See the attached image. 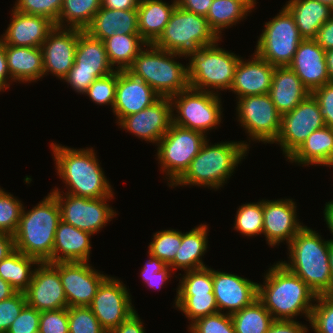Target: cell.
Segmentation results:
<instances>
[{"instance_id":"6","label":"cell","mask_w":333,"mask_h":333,"mask_svg":"<svg viewBox=\"0 0 333 333\" xmlns=\"http://www.w3.org/2000/svg\"><path fill=\"white\" fill-rule=\"evenodd\" d=\"M147 48L139 52L127 69L130 73L141 78L160 97L171 98L190 87L187 65L173 60L177 56L186 58L185 55L162 50L153 44H147Z\"/></svg>"},{"instance_id":"13","label":"cell","mask_w":333,"mask_h":333,"mask_svg":"<svg viewBox=\"0 0 333 333\" xmlns=\"http://www.w3.org/2000/svg\"><path fill=\"white\" fill-rule=\"evenodd\" d=\"M237 114L241 126L253 141L275 143L281 127L282 115L275 108L269 94L238 98Z\"/></svg>"},{"instance_id":"67","label":"cell","mask_w":333,"mask_h":333,"mask_svg":"<svg viewBox=\"0 0 333 333\" xmlns=\"http://www.w3.org/2000/svg\"><path fill=\"white\" fill-rule=\"evenodd\" d=\"M326 204H330L333 206V200L332 201H329L328 203L326 202Z\"/></svg>"},{"instance_id":"48","label":"cell","mask_w":333,"mask_h":333,"mask_svg":"<svg viewBox=\"0 0 333 333\" xmlns=\"http://www.w3.org/2000/svg\"><path fill=\"white\" fill-rule=\"evenodd\" d=\"M190 333H235L231 315L217 312L189 324Z\"/></svg>"},{"instance_id":"7","label":"cell","mask_w":333,"mask_h":333,"mask_svg":"<svg viewBox=\"0 0 333 333\" xmlns=\"http://www.w3.org/2000/svg\"><path fill=\"white\" fill-rule=\"evenodd\" d=\"M218 42L186 56L190 57L187 64L190 88L208 92H215L216 89V94L218 90H230L241 57L218 47Z\"/></svg>"},{"instance_id":"61","label":"cell","mask_w":333,"mask_h":333,"mask_svg":"<svg viewBox=\"0 0 333 333\" xmlns=\"http://www.w3.org/2000/svg\"><path fill=\"white\" fill-rule=\"evenodd\" d=\"M15 250L14 236L0 232V262Z\"/></svg>"},{"instance_id":"41","label":"cell","mask_w":333,"mask_h":333,"mask_svg":"<svg viewBox=\"0 0 333 333\" xmlns=\"http://www.w3.org/2000/svg\"><path fill=\"white\" fill-rule=\"evenodd\" d=\"M234 229L248 237L262 234L263 199L257 203H246L239 206L235 216Z\"/></svg>"},{"instance_id":"36","label":"cell","mask_w":333,"mask_h":333,"mask_svg":"<svg viewBox=\"0 0 333 333\" xmlns=\"http://www.w3.org/2000/svg\"><path fill=\"white\" fill-rule=\"evenodd\" d=\"M104 44L109 62L112 67L116 66V70H127L143 47L147 46L140 34H114Z\"/></svg>"},{"instance_id":"15","label":"cell","mask_w":333,"mask_h":333,"mask_svg":"<svg viewBox=\"0 0 333 333\" xmlns=\"http://www.w3.org/2000/svg\"><path fill=\"white\" fill-rule=\"evenodd\" d=\"M325 126L318 101L310 94L292 111L282 115L281 127L275 144H279L287 160L308 136Z\"/></svg>"},{"instance_id":"14","label":"cell","mask_w":333,"mask_h":333,"mask_svg":"<svg viewBox=\"0 0 333 333\" xmlns=\"http://www.w3.org/2000/svg\"><path fill=\"white\" fill-rule=\"evenodd\" d=\"M55 188L51 193L55 196L61 211V220L74 227L91 233L100 229L116 216V211L106 203L110 198H85L66 194Z\"/></svg>"},{"instance_id":"30","label":"cell","mask_w":333,"mask_h":333,"mask_svg":"<svg viewBox=\"0 0 333 333\" xmlns=\"http://www.w3.org/2000/svg\"><path fill=\"white\" fill-rule=\"evenodd\" d=\"M5 54L11 83H31L44 76L41 47L5 45Z\"/></svg>"},{"instance_id":"51","label":"cell","mask_w":333,"mask_h":333,"mask_svg":"<svg viewBox=\"0 0 333 333\" xmlns=\"http://www.w3.org/2000/svg\"><path fill=\"white\" fill-rule=\"evenodd\" d=\"M38 333H69L68 308L40 312Z\"/></svg>"},{"instance_id":"37","label":"cell","mask_w":333,"mask_h":333,"mask_svg":"<svg viewBox=\"0 0 333 333\" xmlns=\"http://www.w3.org/2000/svg\"><path fill=\"white\" fill-rule=\"evenodd\" d=\"M39 261L14 250L0 262V277L7 281L17 292L24 293L30 284Z\"/></svg>"},{"instance_id":"56","label":"cell","mask_w":333,"mask_h":333,"mask_svg":"<svg viewBox=\"0 0 333 333\" xmlns=\"http://www.w3.org/2000/svg\"><path fill=\"white\" fill-rule=\"evenodd\" d=\"M213 0H177V6L183 10L206 17Z\"/></svg>"},{"instance_id":"44","label":"cell","mask_w":333,"mask_h":333,"mask_svg":"<svg viewBox=\"0 0 333 333\" xmlns=\"http://www.w3.org/2000/svg\"><path fill=\"white\" fill-rule=\"evenodd\" d=\"M69 333H107L89 306L68 307Z\"/></svg>"},{"instance_id":"54","label":"cell","mask_w":333,"mask_h":333,"mask_svg":"<svg viewBox=\"0 0 333 333\" xmlns=\"http://www.w3.org/2000/svg\"><path fill=\"white\" fill-rule=\"evenodd\" d=\"M311 94L319 103L325 126L333 128V82L324 84Z\"/></svg>"},{"instance_id":"27","label":"cell","mask_w":333,"mask_h":333,"mask_svg":"<svg viewBox=\"0 0 333 333\" xmlns=\"http://www.w3.org/2000/svg\"><path fill=\"white\" fill-rule=\"evenodd\" d=\"M91 235L60 220L55 232L52 263L90 262Z\"/></svg>"},{"instance_id":"58","label":"cell","mask_w":333,"mask_h":333,"mask_svg":"<svg viewBox=\"0 0 333 333\" xmlns=\"http://www.w3.org/2000/svg\"><path fill=\"white\" fill-rule=\"evenodd\" d=\"M143 323L138 315L134 312L128 319L123 321L118 327L112 329L110 333H146Z\"/></svg>"},{"instance_id":"66","label":"cell","mask_w":333,"mask_h":333,"mask_svg":"<svg viewBox=\"0 0 333 333\" xmlns=\"http://www.w3.org/2000/svg\"><path fill=\"white\" fill-rule=\"evenodd\" d=\"M317 1L333 9V0H317Z\"/></svg>"},{"instance_id":"16","label":"cell","mask_w":333,"mask_h":333,"mask_svg":"<svg viewBox=\"0 0 333 333\" xmlns=\"http://www.w3.org/2000/svg\"><path fill=\"white\" fill-rule=\"evenodd\" d=\"M130 298L128 289L120 279L107 276L99 285L89 307L100 325L110 332L137 312Z\"/></svg>"},{"instance_id":"64","label":"cell","mask_w":333,"mask_h":333,"mask_svg":"<svg viewBox=\"0 0 333 333\" xmlns=\"http://www.w3.org/2000/svg\"><path fill=\"white\" fill-rule=\"evenodd\" d=\"M325 60L330 82H333V49L325 52Z\"/></svg>"},{"instance_id":"33","label":"cell","mask_w":333,"mask_h":333,"mask_svg":"<svg viewBox=\"0 0 333 333\" xmlns=\"http://www.w3.org/2000/svg\"><path fill=\"white\" fill-rule=\"evenodd\" d=\"M293 16L303 39H314L333 9L317 0H289L284 6Z\"/></svg>"},{"instance_id":"31","label":"cell","mask_w":333,"mask_h":333,"mask_svg":"<svg viewBox=\"0 0 333 333\" xmlns=\"http://www.w3.org/2000/svg\"><path fill=\"white\" fill-rule=\"evenodd\" d=\"M176 7L177 0L170 5L162 0H140L138 30L147 44H153L160 37Z\"/></svg>"},{"instance_id":"3","label":"cell","mask_w":333,"mask_h":333,"mask_svg":"<svg viewBox=\"0 0 333 333\" xmlns=\"http://www.w3.org/2000/svg\"><path fill=\"white\" fill-rule=\"evenodd\" d=\"M321 238L315 230L304 226L287 245L290 262L280 263L300 277L317 296L333 295L329 267L331 240Z\"/></svg>"},{"instance_id":"23","label":"cell","mask_w":333,"mask_h":333,"mask_svg":"<svg viewBox=\"0 0 333 333\" xmlns=\"http://www.w3.org/2000/svg\"><path fill=\"white\" fill-rule=\"evenodd\" d=\"M160 96L141 78L128 70H117V85L113 113L118 123L123 117L151 106Z\"/></svg>"},{"instance_id":"65","label":"cell","mask_w":333,"mask_h":333,"mask_svg":"<svg viewBox=\"0 0 333 333\" xmlns=\"http://www.w3.org/2000/svg\"><path fill=\"white\" fill-rule=\"evenodd\" d=\"M329 267H330V273H331L332 281H333V241L330 242V246H329Z\"/></svg>"},{"instance_id":"20","label":"cell","mask_w":333,"mask_h":333,"mask_svg":"<svg viewBox=\"0 0 333 333\" xmlns=\"http://www.w3.org/2000/svg\"><path fill=\"white\" fill-rule=\"evenodd\" d=\"M82 30L57 27L41 45L44 75L51 74L62 80L74 65L78 34Z\"/></svg>"},{"instance_id":"52","label":"cell","mask_w":333,"mask_h":333,"mask_svg":"<svg viewBox=\"0 0 333 333\" xmlns=\"http://www.w3.org/2000/svg\"><path fill=\"white\" fill-rule=\"evenodd\" d=\"M24 293L17 292L11 298L0 301V333H6L26 305Z\"/></svg>"},{"instance_id":"42","label":"cell","mask_w":333,"mask_h":333,"mask_svg":"<svg viewBox=\"0 0 333 333\" xmlns=\"http://www.w3.org/2000/svg\"><path fill=\"white\" fill-rule=\"evenodd\" d=\"M152 239L148 246V255L156 257L169 265L181 246L182 232L174 229L162 230L156 232Z\"/></svg>"},{"instance_id":"1","label":"cell","mask_w":333,"mask_h":333,"mask_svg":"<svg viewBox=\"0 0 333 333\" xmlns=\"http://www.w3.org/2000/svg\"><path fill=\"white\" fill-rule=\"evenodd\" d=\"M264 279L265 285L258 284L257 298L274 320H294L299 314L310 320L317 295L300 277L278 261Z\"/></svg>"},{"instance_id":"35","label":"cell","mask_w":333,"mask_h":333,"mask_svg":"<svg viewBox=\"0 0 333 333\" xmlns=\"http://www.w3.org/2000/svg\"><path fill=\"white\" fill-rule=\"evenodd\" d=\"M255 4L256 0H213L206 16L208 24L221 39L222 30L243 20Z\"/></svg>"},{"instance_id":"10","label":"cell","mask_w":333,"mask_h":333,"mask_svg":"<svg viewBox=\"0 0 333 333\" xmlns=\"http://www.w3.org/2000/svg\"><path fill=\"white\" fill-rule=\"evenodd\" d=\"M173 123L204 133L221 123L222 104L215 92L188 88L171 97Z\"/></svg>"},{"instance_id":"60","label":"cell","mask_w":333,"mask_h":333,"mask_svg":"<svg viewBox=\"0 0 333 333\" xmlns=\"http://www.w3.org/2000/svg\"><path fill=\"white\" fill-rule=\"evenodd\" d=\"M140 0H102V6L112 10L137 9Z\"/></svg>"},{"instance_id":"50","label":"cell","mask_w":333,"mask_h":333,"mask_svg":"<svg viewBox=\"0 0 333 333\" xmlns=\"http://www.w3.org/2000/svg\"><path fill=\"white\" fill-rule=\"evenodd\" d=\"M149 257V261L144 264L140 274L147 286L154 289H160L164 282L170 278V273L173 270L162 260L151 255H149Z\"/></svg>"},{"instance_id":"39","label":"cell","mask_w":333,"mask_h":333,"mask_svg":"<svg viewBox=\"0 0 333 333\" xmlns=\"http://www.w3.org/2000/svg\"><path fill=\"white\" fill-rule=\"evenodd\" d=\"M231 318L235 333H267L274 321L258 298L240 311L231 314Z\"/></svg>"},{"instance_id":"63","label":"cell","mask_w":333,"mask_h":333,"mask_svg":"<svg viewBox=\"0 0 333 333\" xmlns=\"http://www.w3.org/2000/svg\"><path fill=\"white\" fill-rule=\"evenodd\" d=\"M324 220L326 221V224L333 235V206L330 204H325V209H324ZM333 241V239H330Z\"/></svg>"},{"instance_id":"47","label":"cell","mask_w":333,"mask_h":333,"mask_svg":"<svg viewBox=\"0 0 333 333\" xmlns=\"http://www.w3.org/2000/svg\"><path fill=\"white\" fill-rule=\"evenodd\" d=\"M117 85V70L111 74L97 78L84 93L96 104L109 105L113 110Z\"/></svg>"},{"instance_id":"12","label":"cell","mask_w":333,"mask_h":333,"mask_svg":"<svg viewBox=\"0 0 333 333\" xmlns=\"http://www.w3.org/2000/svg\"><path fill=\"white\" fill-rule=\"evenodd\" d=\"M115 70L109 62L104 42L81 31L78 34L74 65L62 80L69 83L74 91L84 94L97 78Z\"/></svg>"},{"instance_id":"5","label":"cell","mask_w":333,"mask_h":333,"mask_svg":"<svg viewBox=\"0 0 333 333\" xmlns=\"http://www.w3.org/2000/svg\"><path fill=\"white\" fill-rule=\"evenodd\" d=\"M204 142L200 152L193 158L189 168L171 186H204L219 189L227 183L235 168L245 158L249 145L245 141L221 142L209 145Z\"/></svg>"},{"instance_id":"21","label":"cell","mask_w":333,"mask_h":333,"mask_svg":"<svg viewBox=\"0 0 333 333\" xmlns=\"http://www.w3.org/2000/svg\"><path fill=\"white\" fill-rule=\"evenodd\" d=\"M296 204L291 199L263 200V231L269 246L287 245L304 227L298 222Z\"/></svg>"},{"instance_id":"32","label":"cell","mask_w":333,"mask_h":333,"mask_svg":"<svg viewBox=\"0 0 333 333\" xmlns=\"http://www.w3.org/2000/svg\"><path fill=\"white\" fill-rule=\"evenodd\" d=\"M288 160L304 166H333V128L324 126L312 132Z\"/></svg>"},{"instance_id":"24","label":"cell","mask_w":333,"mask_h":333,"mask_svg":"<svg viewBox=\"0 0 333 333\" xmlns=\"http://www.w3.org/2000/svg\"><path fill=\"white\" fill-rule=\"evenodd\" d=\"M325 52L314 39H303L288 65L310 93L330 82Z\"/></svg>"},{"instance_id":"45","label":"cell","mask_w":333,"mask_h":333,"mask_svg":"<svg viewBox=\"0 0 333 333\" xmlns=\"http://www.w3.org/2000/svg\"><path fill=\"white\" fill-rule=\"evenodd\" d=\"M315 301L309 320L312 330L333 333V295H318Z\"/></svg>"},{"instance_id":"22","label":"cell","mask_w":333,"mask_h":333,"mask_svg":"<svg viewBox=\"0 0 333 333\" xmlns=\"http://www.w3.org/2000/svg\"><path fill=\"white\" fill-rule=\"evenodd\" d=\"M213 293L219 312L231 315L250 305L258 296V283L239 275L212 269ZM223 310V311H222Z\"/></svg>"},{"instance_id":"18","label":"cell","mask_w":333,"mask_h":333,"mask_svg":"<svg viewBox=\"0 0 333 333\" xmlns=\"http://www.w3.org/2000/svg\"><path fill=\"white\" fill-rule=\"evenodd\" d=\"M171 98L160 97L142 111L123 117L117 124L142 140L156 145L173 123Z\"/></svg>"},{"instance_id":"25","label":"cell","mask_w":333,"mask_h":333,"mask_svg":"<svg viewBox=\"0 0 333 333\" xmlns=\"http://www.w3.org/2000/svg\"><path fill=\"white\" fill-rule=\"evenodd\" d=\"M12 17L0 41L5 45L41 47L56 24L47 17L12 10Z\"/></svg>"},{"instance_id":"59","label":"cell","mask_w":333,"mask_h":333,"mask_svg":"<svg viewBox=\"0 0 333 333\" xmlns=\"http://www.w3.org/2000/svg\"><path fill=\"white\" fill-rule=\"evenodd\" d=\"M9 78L12 80V78L10 77L9 71H8V67H7L5 44H3L0 41V91L1 92H2V90L9 88V86H10Z\"/></svg>"},{"instance_id":"4","label":"cell","mask_w":333,"mask_h":333,"mask_svg":"<svg viewBox=\"0 0 333 333\" xmlns=\"http://www.w3.org/2000/svg\"><path fill=\"white\" fill-rule=\"evenodd\" d=\"M60 220V206L51 192L32 209L23 208L13 235L15 249L40 263H52L55 232Z\"/></svg>"},{"instance_id":"19","label":"cell","mask_w":333,"mask_h":333,"mask_svg":"<svg viewBox=\"0 0 333 333\" xmlns=\"http://www.w3.org/2000/svg\"><path fill=\"white\" fill-rule=\"evenodd\" d=\"M24 294L27 305L39 312L68 308L59 272L47 262L37 265Z\"/></svg>"},{"instance_id":"29","label":"cell","mask_w":333,"mask_h":333,"mask_svg":"<svg viewBox=\"0 0 333 333\" xmlns=\"http://www.w3.org/2000/svg\"><path fill=\"white\" fill-rule=\"evenodd\" d=\"M84 31L103 42L114 34H139L137 9L112 10L102 6Z\"/></svg>"},{"instance_id":"28","label":"cell","mask_w":333,"mask_h":333,"mask_svg":"<svg viewBox=\"0 0 333 333\" xmlns=\"http://www.w3.org/2000/svg\"><path fill=\"white\" fill-rule=\"evenodd\" d=\"M269 96L278 112L292 111L311 93L289 66H275Z\"/></svg>"},{"instance_id":"57","label":"cell","mask_w":333,"mask_h":333,"mask_svg":"<svg viewBox=\"0 0 333 333\" xmlns=\"http://www.w3.org/2000/svg\"><path fill=\"white\" fill-rule=\"evenodd\" d=\"M314 40L325 51L333 49V15L320 27Z\"/></svg>"},{"instance_id":"26","label":"cell","mask_w":333,"mask_h":333,"mask_svg":"<svg viewBox=\"0 0 333 333\" xmlns=\"http://www.w3.org/2000/svg\"><path fill=\"white\" fill-rule=\"evenodd\" d=\"M252 60L241 57L235 68L230 90L241 98L249 95L268 94L272 84L275 66L262 59L255 52Z\"/></svg>"},{"instance_id":"49","label":"cell","mask_w":333,"mask_h":333,"mask_svg":"<svg viewBox=\"0 0 333 333\" xmlns=\"http://www.w3.org/2000/svg\"><path fill=\"white\" fill-rule=\"evenodd\" d=\"M14 5L19 12L47 17L57 24L63 0H17Z\"/></svg>"},{"instance_id":"11","label":"cell","mask_w":333,"mask_h":333,"mask_svg":"<svg viewBox=\"0 0 333 333\" xmlns=\"http://www.w3.org/2000/svg\"><path fill=\"white\" fill-rule=\"evenodd\" d=\"M264 26L255 53L273 66H288L303 40L293 16L283 7Z\"/></svg>"},{"instance_id":"62","label":"cell","mask_w":333,"mask_h":333,"mask_svg":"<svg viewBox=\"0 0 333 333\" xmlns=\"http://www.w3.org/2000/svg\"><path fill=\"white\" fill-rule=\"evenodd\" d=\"M17 291L0 277V301L11 298Z\"/></svg>"},{"instance_id":"34","label":"cell","mask_w":333,"mask_h":333,"mask_svg":"<svg viewBox=\"0 0 333 333\" xmlns=\"http://www.w3.org/2000/svg\"><path fill=\"white\" fill-rule=\"evenodd\" d=\"M207 229V225L200 224L189 232L182 233L181 246L176 252L174 260L169 264L172 270L190 271L207 267L202 260V256L208 248Z\"/></svg>"},{"instance_id":"46","label":"cell","mask_w":333,"mask_h":333,"mask_svg":"<svg viewBox=\"0 0 333 333\" xmlns=\"http://www.w3.org/2000/svg\"><path fill=\"white\" fill-rule=\"evenodd\" d=\"M181 283L176 290L177 293H201L213 292L212 268L186 271Z\"/></svg>"},{"instance_id":"9","label":"cell","mask_w":333,"mask_h":333,"mask_svg":"<svg viewBox=\"0 0 333 333\" xmlns=\"http://www.w3.org/2000/svg\"><path fill=\"white\" fill-rule=\"evenodd\" d=\"M206 140L202 132L171 124L157 145V159L169 186L185 173Z\"/></svg>"},{"instance_id":"8","label":"cell","mask_w":333,"mask_h":333,"mask_svg":"<svg viewBox=\"0 0 333 333\" xmlns=\"http://www.w3.org/2000/svg\"><path fill=\"white\" fill-rule=\"evenodd\" d=\"M221 39L210 28L207 18L176 7L154 46L187 56Z\"/></svg>"},{"instance_id":"38","label":"cell","mask_w":333,"mask_h":333,"mask_svg":"<svg viewBox=\"0 0 333 333\" xmlns=\"http://www.w3.org/2000/svg\"><path fill=\"white\" fill-rule=\"evenodd\" d=\"M101 7L102 0H63L56 26L84 31Z\"/></svg>"},{"instance_id":"43","label":"cell","mask_w":333,"mask_h":333,"mask_svg":"<svg viewBox=\"0 0 333 333\" xmlns=\"http://www.w3.org/2000/svg\"><path fill=\"white\" fill-rule=\"evenodd\" d=\"M23 208L20 200L0 189V232L15 234Z\"/></svg>"},{"instance_id":"55","label":"cell","mask_w":333,"mask_h":333,"mask_svg":"<svg viewBox=\"0 0 333 333\" xmlns=\"http://www.w3.org/2000/svg\"><path fill=\"white\" fill-rule=\"evenodd\" d=\"M307 326L294 320H274L267 333H307Z\"/></svg>"},{"instance_id":"53","label":"cell","mask_w":333,"mask_h":333,"mask_svg":"<svg viewBox=\"0 0 333 333\" xmlns=\"http://www.w3.org/2000/svg\"><path fill=\"white\" fill-rule=\"evenodd\" d=\"M40 312L25 305L6 333H38Z\"/></svg>"},{"instance_id":"40","label":"cell","mask_w":333,"mask_h":333,"mask_svg":"<svg viewBox=\"0 0 333 333\" xmlns=\"http://www.w3.org/2000/svg\"><path fill=\"white\" fill-rule=\"evenodd\" d=\"M175 307L181 310L191 323L198 318L219 312L213 292L177 293Z\"/></svg>"},{"instance_id":"17","label":"cell","mask_w":333,"mask_h":333,"mask_svg":"<svg viewBox=\"0 0 333 333\" xmlns=\"http://www.w3.org/2000/svg\"><path fill=\"white\" fill-rule=\"evenodd\" d=\"M50 264L59 272L68 307L89 306L99 285L108 276L93 269L88 262Z\"/></svg>"},{"instance_id":"2","label":"cell","mask_w":333,"mask_h":333,"mask_svg":"<svg viewBox=\"0 0 333 333\" xmlns=\"http://www.w3.org/2000/svg\"><path fill=\"white\" fill-rule=\"evenodd\" d=\"M57 175L65 183L66 194L85 198L113 197V188L104 175L95 150L73 149L51 143Z\"/></svg>"}]
</instances>
